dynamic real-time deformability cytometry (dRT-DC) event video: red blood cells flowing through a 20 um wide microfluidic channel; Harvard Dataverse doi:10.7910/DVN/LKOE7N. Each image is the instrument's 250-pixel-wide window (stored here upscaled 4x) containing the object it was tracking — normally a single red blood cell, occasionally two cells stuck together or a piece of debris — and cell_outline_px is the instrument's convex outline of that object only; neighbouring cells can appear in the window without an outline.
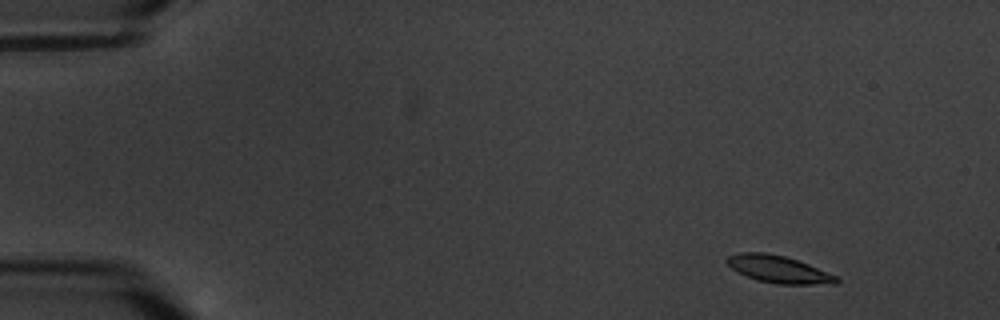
{"species": "common noctule bat (a hibernating species)", "species_latin": "Nyctalus noctula", "temperature_condition": "warm", "stored_images_in_passage": 8, "camera_frame_rate_fps": 3000, "um_per_image_px": 0.085, "animal": {"sex": "male", "body_mass_g": 20.1, "forearm_length_mm": 53.5}, "frame": {"image": 1, "passage_image": 1, "time_ms": 0.0, "image_size_px": [1000, 320], "cell_outline_px": [[840, 280], [836, 284], [776, 284], [756, 280], [736, 272], [724, 260], [728, 256], [740, 252], [764, 252], [784, 256], [808, 264], [840, 276]], "centroid_in_image_um": [66.2, 22.9], "position_along_channel_um": 18.8, "area_um2": 17.57}}
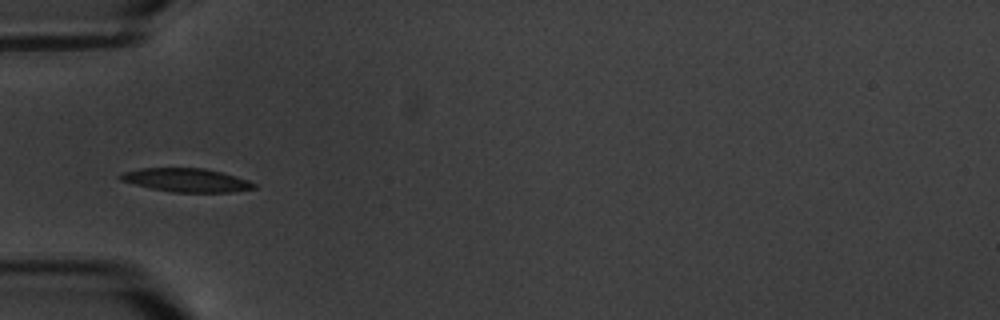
{"frame": {"image": 2, "passage_image": 5, "time_ms": 4.667, "image_size_px": [1000, 320], "cell_outline_px": [[256, 188], [232, 192], [172, 192], [152, 188], [120, 180], [116, 176], [124, 172], [140, 168], [204, 168], [220, 172], [248, 180], [256, 184]], "centroid_in_image_um": [15.84, 15.31], "position_along_channel_um": 69.2, "area_um2": 18.15}}
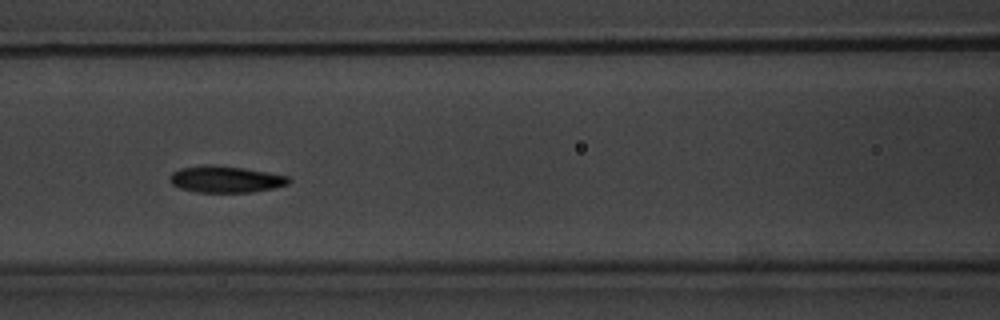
{"frame": {"image": 3, "passage_image": 7, "time_ms": 7.0, "image_size_px": [1000, 320], "cell_outline_px": [[292, 180], [288, 184], [272, 188], [248, 192], [196, 192], [180, 188], [172, 184], [168, 180], [168, 176], [172, 172], [180, 168], [204, 164], [212, 164], [244, 168], [268, 172], [288, 176]], "centroid_in_image_um": [19.13, 15.22], "position_along_channel_um": 147.5, "area_um2": 18.55}}